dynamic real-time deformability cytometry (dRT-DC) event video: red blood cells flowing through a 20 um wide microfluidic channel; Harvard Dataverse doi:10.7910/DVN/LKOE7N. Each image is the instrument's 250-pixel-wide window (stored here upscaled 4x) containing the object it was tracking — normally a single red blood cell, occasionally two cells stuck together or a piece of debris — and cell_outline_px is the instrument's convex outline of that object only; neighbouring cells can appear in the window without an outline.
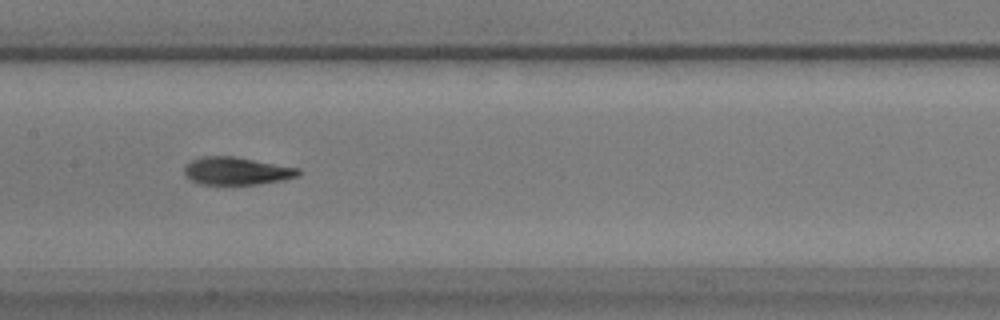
{"species": "common noctule bat (a hibernating species)", "species_latin": "Nyctalus noctula", "temperature_condition": "warm", "stored_images_in_passage": 58, "camera_frame_rate_fps": 3000, "um_per_image_px": 0.085, "animal": {"sex": "male", "body_mass_g": 17.9}, "frame": {"image": 1, "passage_image": 28, "time_ms": 9.0, "image_size_px": [1000, 320], "cell_outline_px": [[300, 176], [284, 180], [256, 184], [200, 184], [192, 180], [184, 172], [184, 164], [200, 156], [236, 156], [300, 168]], "centroid_in_image_um": [20.13, 14.52], "position_along_channel_um": 187.3, "area_um2": 18.55}}
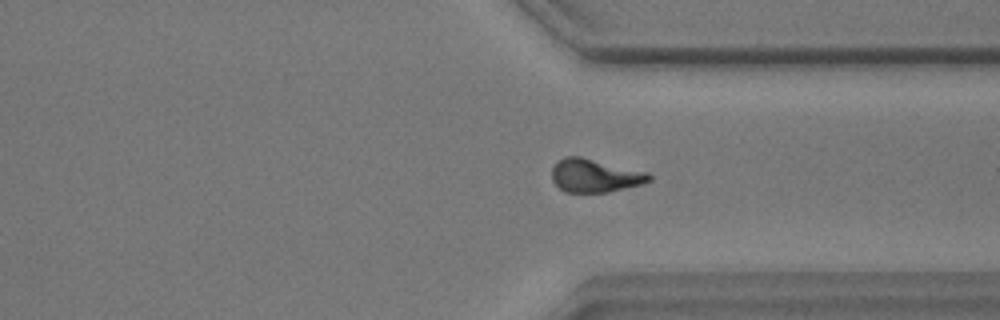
{"frame": {"image": 2, "passage_image": 43, "time_ms": 14.0, "image_size_px": [1000, 320], "cell_outline_px": [[652, 180], [640, 184], [608, 192], [564, 192], [552, 180], [552, 168], [564, 156], [580, 156], [648, 172], [652, 176]], "centroid_in_image_um": [50.57, 14.92], "position_along_channel_um": 360.8, "area_um2": 18.73}}
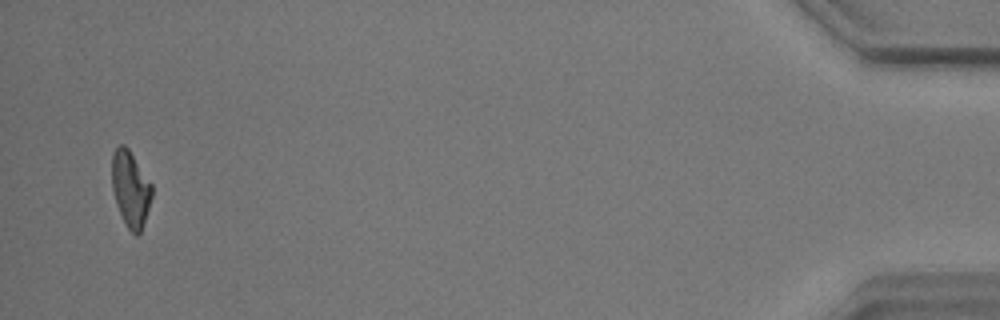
{"frame": {"image": 3, "passage_image": 56, "time_ms": 18.333, "image_size_px": [1000, 320], "cell_outline_px": [[152, 196], [140, 232], [136, 236], [128, 228], [116, 204], [112, 188], [112, 152], [120, 144], [124, 144], [128, 148], [152, 184]], "centroid_in_image_um": [11.08, 16.01], "position_along_channel_um": 424.1, "area_um2": 17.4}, "authors_computed_cell_mechanics": {"area_um2": 18.5249, "velocity_mm_per_s": 3.4744, "shape_relaxation_time_tau1_ms": 5.1147, "shape_relaxation_time_tau2_ms": 2.9904, "deformation_change_tau1": 0.1778, "deformation_change_tau2": 0.1067}}